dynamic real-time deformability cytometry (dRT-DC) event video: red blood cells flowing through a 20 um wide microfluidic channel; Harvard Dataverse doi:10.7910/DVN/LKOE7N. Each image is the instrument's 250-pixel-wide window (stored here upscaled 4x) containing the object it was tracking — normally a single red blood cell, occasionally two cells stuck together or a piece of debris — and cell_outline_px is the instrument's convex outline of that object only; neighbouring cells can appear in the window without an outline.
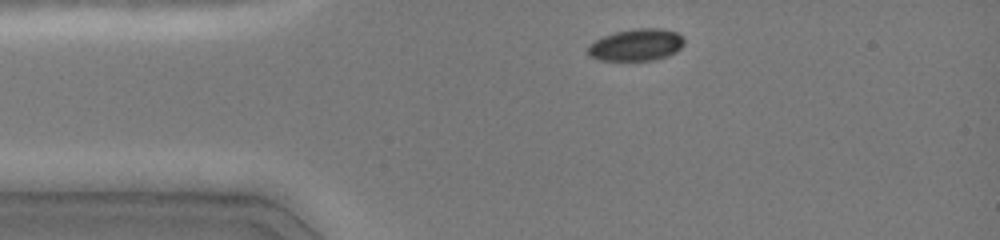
{"species": "common noctule bat (a hibernating species)", "species_latin": "Nyctalus noctula", "temperature_condition": "cold", "stored_images_in_passage": 35, "camera_frame_rate_fps": 3000, "um_per_image_px": 0.085, "animal": {"sex": "female", "body_mass_g": 19.0, "forearm_length_mm": 51.5}, "frame": {"image": 1, "passage_image": 1, "time_ms": 0.0, "image_size_px": [1000, 240], "cell_outline_px": [[684, 44], [676, 52], [668, 56], [652, 60], [600, 60], [588, 56], [588, 44], [604, 36], [616, 32], [636, 28], [660, 28], [676, 32], [684, 40]], "centroid_in_image_um": [54.08, 3.82], "position_along_channel_um": 30.9, "area_um2": 17.86}}
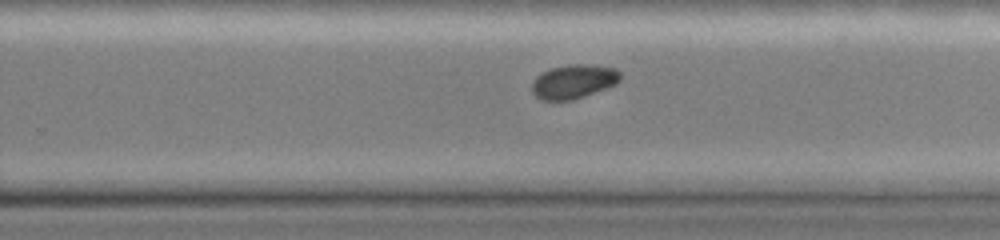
{"frame": {"image": 2, "passage_image": 22, "time_ms": 7.0, "image_size_px": [1000, 240], "cell_outline_px": [[620, 80], [616, 84], [608, 88], [572, 100], [540, 100], [532, 92], [532, 80], [536, 76], [552, 68], [568, 64], [592, 64], [616, 68], [620, 72]], "centroid_in_image_um": [48.77, 6.92], "position_along_channel_um": 281.0, "area_um2": 17.69}}
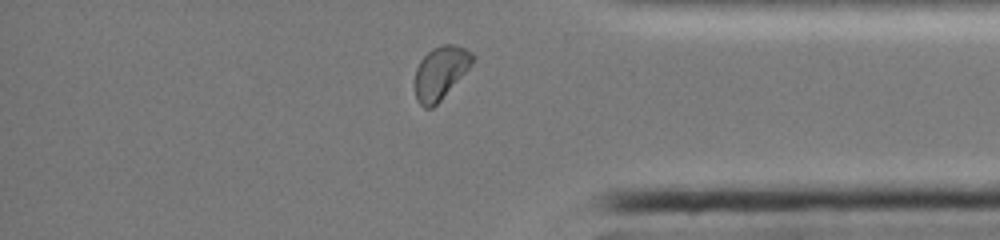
{"frame": {"image": 3, "passage_image": 31, "time_ms": 10.0, "image_size_px": [1000, 240], "cell_outline_px": [[476, 60], [440, 100], [432, 108], [424, 108], [416, 100], [416, 68], [420, 60], [432, 48], [440, 44], [456, 44], [472, 52], [476, 56]], "centroid_in_image_um": [37.47, 6.14], "position_along_channel_um": 397.7, "area_um2": 17.69}, "authors_computed_cell_mechanics": {"area_um2": 18.1492, "velocity_mm_per_s": 4.0635, "shape_relaxation_time_tau1_ms": 3.1942, "shape_relaxation_time_tau2_ms": null, "deformation_change_tau1": 0.0679, "deformation_change_tau2": null}}